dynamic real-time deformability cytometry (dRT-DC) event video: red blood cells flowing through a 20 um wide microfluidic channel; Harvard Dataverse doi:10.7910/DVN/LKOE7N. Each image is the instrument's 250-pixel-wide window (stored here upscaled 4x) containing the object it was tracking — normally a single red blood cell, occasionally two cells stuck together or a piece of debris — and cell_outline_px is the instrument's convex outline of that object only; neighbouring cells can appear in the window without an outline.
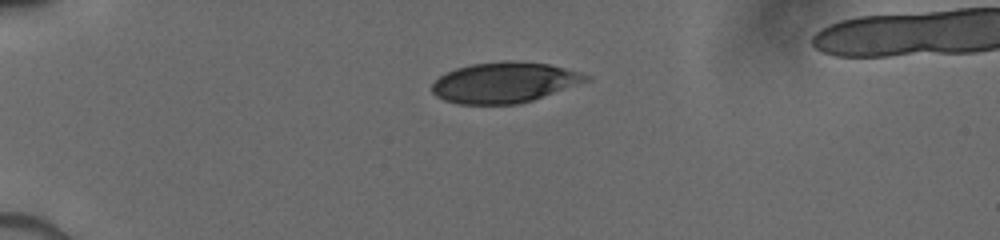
{"species": "human", "species_latin": "Homo sapiens", "temperature_condition": "cold", "stored_images_in_passage": 26, "camera_frame_rate_fps": 3000, "um_per_image_px": 0.085, "donor": {"sex": "male"}, "frame": {"image": 1, "passage_image": 1, "time_ms": 0.0, "image_size_px": [1000, 240], "cell_outline_px": [[592, 76], [588, 80], [532, 100], [520, 104], [456, 104], [444, 100], [436, 96], [432, 92], [432, 84], [440, 76], [456, 68], [472, 64], [508, 60], [548, 64], [564, 68]], "centroid_in_image_um": [42.83, 7.02], "position_along_channel_um": 42.2, "area_um2": 36.01}}
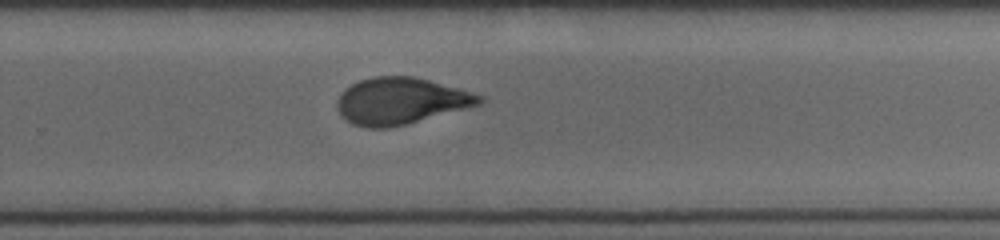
{"frame": {"image": 2, "passage_image": 12, "time_ms": 7.333, "image_size_px": [1000, 240], "cell_outline_px": [[484, 100], [480, 104], [404, 124], [388, 128], [368, 128], [352, 124], [336, 108], [336, 104], [344, 88], [360, 80], [372, 76], [416, 76], [484, 96]], "centroid_in_image_um": [34.03, 8.56], "position_along_channel_um": 295.8, "area_um2": 38.15}}
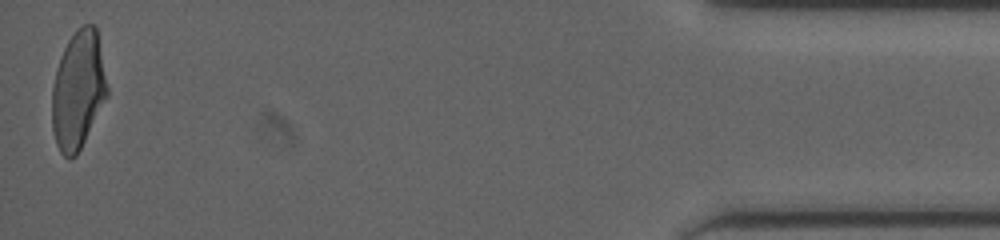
{"frame": {"image": 3, "passage_image": 26, "time_ms": 12.333, "image_size_px": [1000, 240], "cell_outline_px": [[108, 96], [76, 156], [68, 160], [60, 152], [56, 144], [52, 128], [52, 88], [60, 56], [68, 40], [76, 28], [84, 24], [96, 24], [108, 88]], "centroid_in_image_um": [6.64, 7.64], "position_along_channel_um": 428.6, "area_um2": 38.15}}